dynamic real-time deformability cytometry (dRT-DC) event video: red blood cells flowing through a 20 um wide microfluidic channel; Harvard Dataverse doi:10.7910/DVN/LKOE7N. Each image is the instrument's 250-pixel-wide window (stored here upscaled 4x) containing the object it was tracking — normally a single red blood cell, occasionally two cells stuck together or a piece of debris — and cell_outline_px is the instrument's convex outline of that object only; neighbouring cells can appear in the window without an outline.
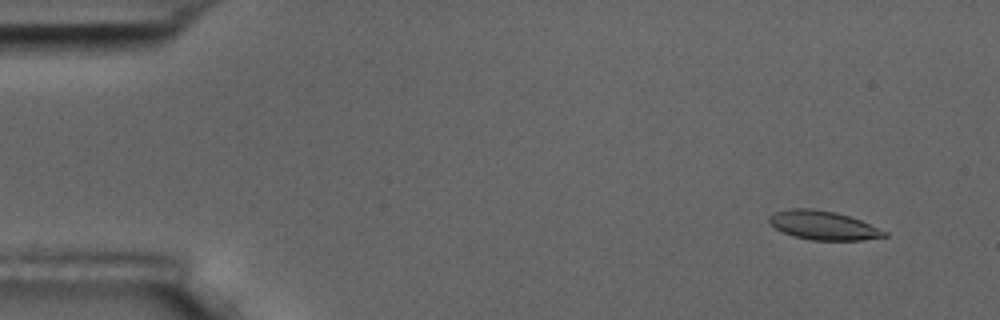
{"species": "common noctule bat (a hibernating species)", "species_latin": "Nyctalus noctula", "temperature_condition": "room temperature", "stored_images_in_passage": 6, "camera_frame_rate_fps": 3000, "um_per_image_px": 0.085, "animal": {"sex": "male", "body_mass_g": 17.5, "forearm_length_mm": 52.3}, "frame": {"image": 1, "passage_image": 2, "time_ms": 1.0, "image_size_px": [1000, 320], "cell_outline_px": [[888, 236], [864, 240], [812, 240], [792, 236], [776, 228], [768, 220], [768, 216], [772, 212], [792, 208], [812, 208], [836, 212], [860, 220], [888, 232]], "centroid_in_image_um": [69.96, 19.15], "position_along_channel_um": 15.0, "area_um2": 19.42}}
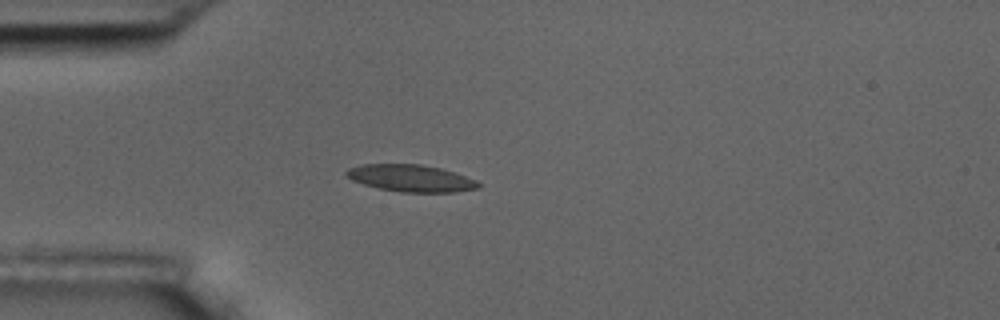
{"frame": {"image": 2, "passage_image": 5, "time_ms": 4.667, "image_size_px": [1000, 320], "cell_outline_px": [[480, 188], [452, 192], [400, 192], [380, 188], [364, 184], [352, 180], [344, 176], [344, 172], [348, 168], [360, 164], [420, 164], [440, 168], [456, 172], [476, 180], [480, 184]], "centroid_in_image_um": [34.9, 15.14], "position_along_channel_um": 50.1, "area_um2": 20.87}}